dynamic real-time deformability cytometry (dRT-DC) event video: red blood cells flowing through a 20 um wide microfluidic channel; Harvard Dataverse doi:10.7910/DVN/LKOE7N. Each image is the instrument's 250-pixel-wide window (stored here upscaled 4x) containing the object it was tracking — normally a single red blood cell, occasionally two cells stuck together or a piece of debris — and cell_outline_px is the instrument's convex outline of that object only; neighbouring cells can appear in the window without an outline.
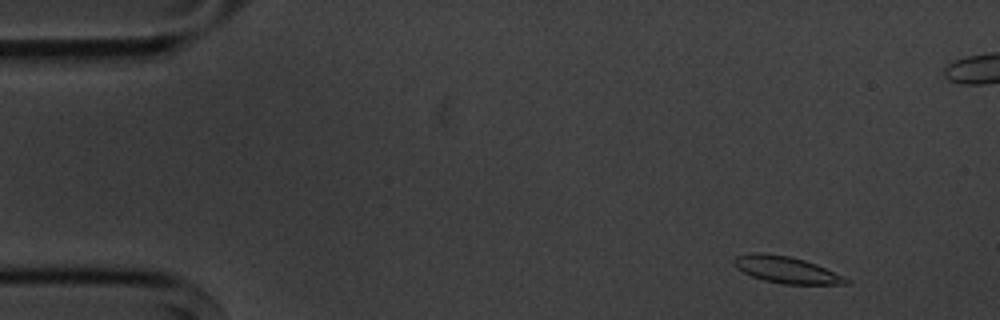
{"species": "common noctule bat (a hibernating species)", "species_latin": "Nyctalus noctula", "temperature_condition": "cold", "stored_images_in_passage": 4, "camera_frame_rate_fps": 3000, "um_per_image_px": 0.085, "animal": {"sex": "male", "body_mass_g": 20.1, "forearm_length_mm": 53.5}, "frame": {"image": 1, "passage_image": 1, "time_ms": 0.0, "image_size_px": [1000, 320], "cell_outline_px": [[852, 280], [848, 284], [780, 284], [764, 280], [752, 276], [736, 268], [732, 264], [732, 260], [736, 256], [752, 252], [764, 252], [788, 256], [804, 260], [816, 264], [844, 276]], "centroid_in_image_um": [66.82, 22.92], "position_along_channel_um": 18.2, "area_um2": 17.57}}